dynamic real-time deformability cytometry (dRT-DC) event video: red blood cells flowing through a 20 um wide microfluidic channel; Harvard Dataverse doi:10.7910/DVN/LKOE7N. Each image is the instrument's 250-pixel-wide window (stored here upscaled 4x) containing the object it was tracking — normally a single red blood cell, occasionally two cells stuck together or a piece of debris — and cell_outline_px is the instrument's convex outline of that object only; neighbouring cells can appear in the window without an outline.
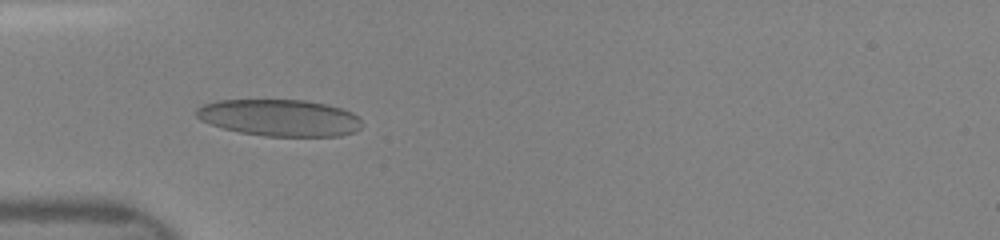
{"species": "human", "species_latin": "Homo sapiens", "temperature_condition": "room temperature", "stored_images_in_passage": 41, "camera_frame_rate_fps": 3000, "um_per_image_px": 0.085, "donor": {"sex": "female"}, "frame": {"image": 1, "passage_image": 15, "time_ms": 4.667, "image_size_px": [1000, 240], "cell_outline_px": [[364, 124], [360, 128], [352, 132], [340, 136], [264, 136], [240, 132], [224, 128], [200, 120], [196, 116], [196, 108], [204, 104], [220, 100], [304, 100], [324, 104], [340, 108], [352, 112]], "centroid_in_image_um": [23.77, 10.01], "position_along_channel_um": 61.2, "area_um2": 35.26}}
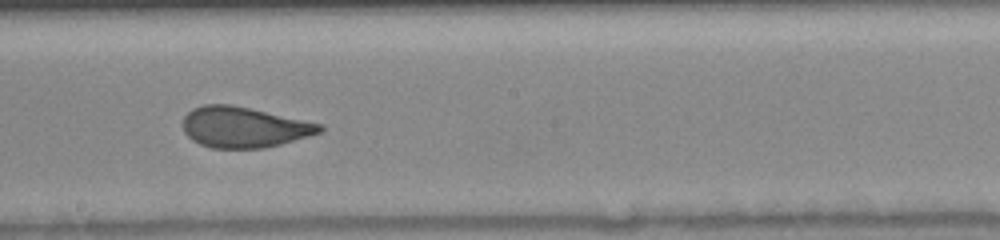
{"frame": {"image": 2, "passage_image": 27, "time_ms": 8.667, "image_size_px": [1000, 240], "cell_outline_px": [[324, 128], [320, 132], [308, 136], [280, 144], [264, 148], [212, 148], [200, 144], [192, 140], [184, 132], [184, 116], [192, 108], [204, 104], [232, 104], [320, 124]], "centroid_in_image_um": [20.68, 10.81], "position_along_channel_um": 227.5, "area_um2": 32.08}}
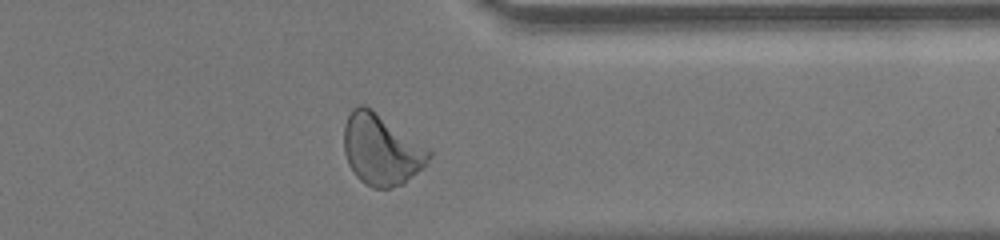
{"frame": {"image": 3, "passage_image": 38, "time_ms": 12.333, "image_size_px": [1000, 240], "cell_outline_px": [[432, 156], [424, 168], [404, 184], [392, 188], [372, 188], [364, 184], [352, 172], [348, 164], [344, 152], [344, 124], [352, 108], [360, 104], [364, 104], [372, 108], [432, 152]], "centroid_in_image_um": [32.4, 12.74], "position_along_channel_um": 379.0, "area_um2": 35.37}}